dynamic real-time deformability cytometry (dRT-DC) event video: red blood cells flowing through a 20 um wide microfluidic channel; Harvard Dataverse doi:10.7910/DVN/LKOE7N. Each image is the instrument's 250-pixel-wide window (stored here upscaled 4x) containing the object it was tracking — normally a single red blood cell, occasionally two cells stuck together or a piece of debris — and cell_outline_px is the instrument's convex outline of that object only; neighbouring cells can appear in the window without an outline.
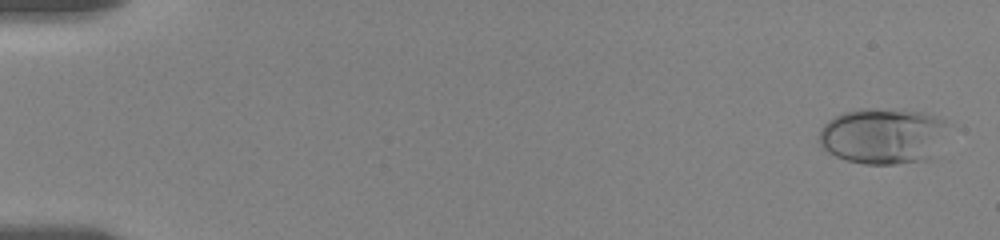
{"species": "human", "species_latin": "Homo sapiens", "temperature_condition": "room temperature", "stored_images_in_passage": 72, "camera_frame_rate_fps": 3000, "um_per_image_px": 0.085, "donor": {"sex": "female"}, "frame": {"image": 1, "passage_image": 3, "time_ms": 0.333, "image_size_px": [1000, 240], "cell_outline_px": [[944, 124], [928, 156], [924, 160], [896, 164], [864, 164], [848, 160], [836, 156], [828, 152], [820, 144], [820, 128], [828, 120], [844, 112], [860, 108], [904, 108], [920, 112], [944, 120]], "centroid_in_image_um": [74.89, 11.52], "position_along_channel_um": 10.1, "area_um2": 40.86}}
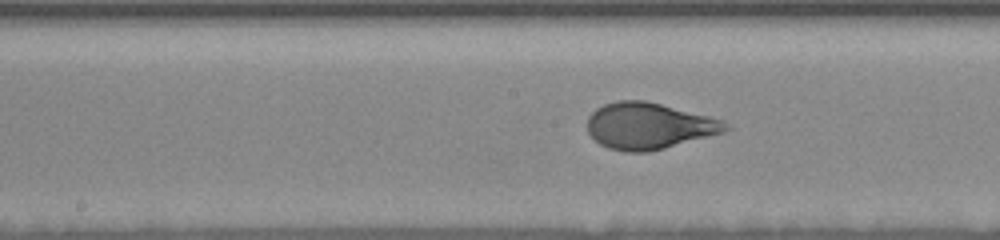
{"frame": {"image": 2, "passage_image": 48, "time_ms": 9.667, "image_size_px": [1000, 240], "cell_outline_px": [[732, 128], [724, 132], [664, 148], [648, 152], [624, 152], [608, 148], [600, 144], [588, 132], [588, 116], [596, 108], [604, 104], [616, 100], [644, 100], [708, 116], [720, 120]], "centroid_in_image_um": [55.11, 10.7], "position_along_channel_um": 193.1, "area_um2": 37.05}}
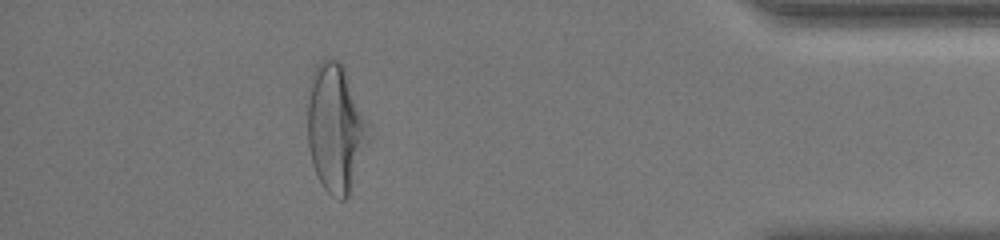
{"frame": {"image": 3, "passage_image": 68, "time_ms": 16.667, "image_size_px": [1000, 240], "cell_outline_px": [[372, 124], [348, 196], [344, 200], [340, 200], [332, 196], [324, 188], [312, 164], [308, 144], [308, 100], [312, 72], [316, 64], [324, 56], [340, 60], [344, 64]], "centroid_in_image_um": [28.54, 10.77], "position_along_channel_um": 406.7, "area_um2": 46.07}, "authors_computed_cell_mechanics": {"area_um2": 37.0498, "velocity_mm_per_s": 3.6022, "shape_relaxation_time_tau1_ms": 3.2012, "shape_relaxation_time_tau2_ms": null, "deformation_change_tau1": 0.1486, "deformation_change_tau2": null}}